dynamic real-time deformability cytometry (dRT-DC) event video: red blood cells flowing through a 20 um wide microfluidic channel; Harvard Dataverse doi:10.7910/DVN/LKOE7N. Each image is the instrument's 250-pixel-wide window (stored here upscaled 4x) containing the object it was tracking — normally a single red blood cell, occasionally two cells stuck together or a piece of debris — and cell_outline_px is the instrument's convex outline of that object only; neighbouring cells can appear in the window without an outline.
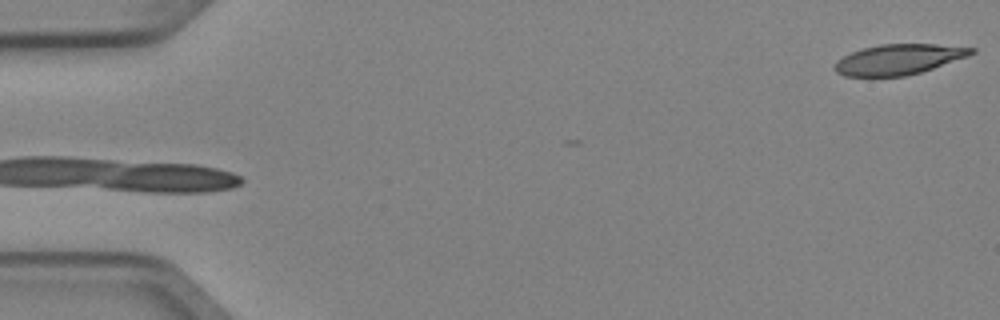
{"species": "Egyptian fruit bat (a non-hibernating species)", "species_latin": "Rousettus aegyptiacus", "temperature_condition": "cold", "stored_images_in_passage": 4, "camera_frame_rate_fps": 3000, "um_per_image_px": 0.085, "animal": {"sex": "female"}, "frame": {"image": 1, "passage_image": 4, "time_ms": 1.0, "image_size_px": [1000, 320], "cell_outline_px": [[976, 52], [968, 56], [920, 72], [904, 76], [872, 80], [844, 76], [836, 72], [832, 68], [836, 60], [852, 52], [864, 48], [880, 44], [936, 44], [976, 48]], "centroid_in_image_um": [76.29, 5.1], "position_along_channel_um": 8.7, "area_um2": 24.91}}